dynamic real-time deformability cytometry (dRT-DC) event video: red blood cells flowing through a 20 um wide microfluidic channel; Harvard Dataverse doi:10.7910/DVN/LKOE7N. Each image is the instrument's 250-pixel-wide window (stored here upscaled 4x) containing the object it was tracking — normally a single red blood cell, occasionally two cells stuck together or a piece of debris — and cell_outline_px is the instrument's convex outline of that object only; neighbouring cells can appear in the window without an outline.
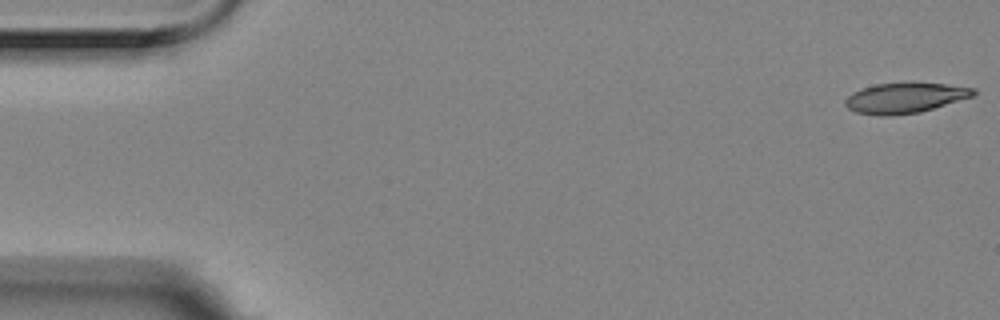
{"species": "Egyptian fruit bat (a non-hibernating species)", "species_latin": "Rousettus aegyptiacus", "temperature_condition": "room temperature", "stored_images_in_passage": 54, "camera_frame_rate_fps": 3000, "um_per_image_px": 0.085, "animal": {"sex": "female"}, "frame": {"image": 1, "passage_image": 1, "time_ms": 0.0, "image_size_px": [1000, 320], "cell_outline_px": [[976, 92], [972, 96], [920, 112], [888, 116], [880, 116], [856, 112], [848, 108], [844, 104], [844, 100], [852, 92], [860, 88], [876, 84], [908, 80], [912, 80], [976, 88]], "centroid_in_image_um": [76.89, 8.28], "position_along_channel_um": 8.1, "area_um2": 23.24}}
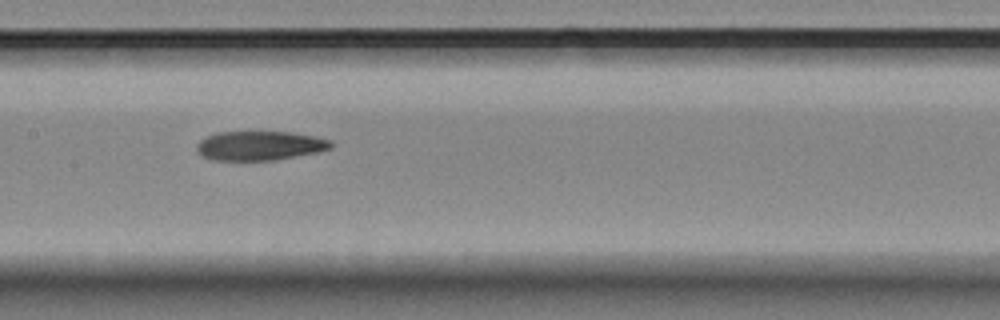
{"frame": {"image": 2, "passage_image": 27, "time_ms": 8.667, "image_size_px": [1000, 320], "cell_outline_px": [[332, 148], [316, 152], [272, 160], [212, 160], [196, 152], [196, 144], [204, 136], [216, 132], [292, 132], [316, 136], [332, 140]], "centroid_in_image_um": [22.05, 12.37], "position_along_channel_um": 185.4, "area_um2": 22.95}}
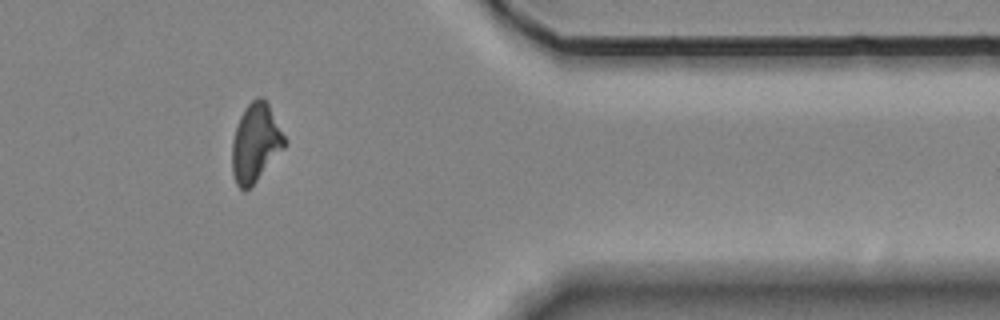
{"frame": {"image": 3, "passage_image": 46, "time_ms": 15.0, "image_size_px": [1000, 320], "cell_outline_px": [[288, 144], [256, 180], [244, 192], [236, 184], [232, 172], [232, 140], [240, 116], [244, 108], [256, 96], [260, 96], [268, 104], [288, 140]], "centroid_in_image_um": [21.73, 12.12], "position_along_channel_um": 389.7, "area_um2": 23.93}, "authors_computed_cell_mechanics": {"area_um2": 23.8714, "velocity_mm_per_s": 3.5528, "shape_relaxation_time_tau1_ms": null, "shape_relaxation_time_tau2_ms": 8.7436, "deformation_change_tau1": null, "deformation_change_tau2": 0.1818}}